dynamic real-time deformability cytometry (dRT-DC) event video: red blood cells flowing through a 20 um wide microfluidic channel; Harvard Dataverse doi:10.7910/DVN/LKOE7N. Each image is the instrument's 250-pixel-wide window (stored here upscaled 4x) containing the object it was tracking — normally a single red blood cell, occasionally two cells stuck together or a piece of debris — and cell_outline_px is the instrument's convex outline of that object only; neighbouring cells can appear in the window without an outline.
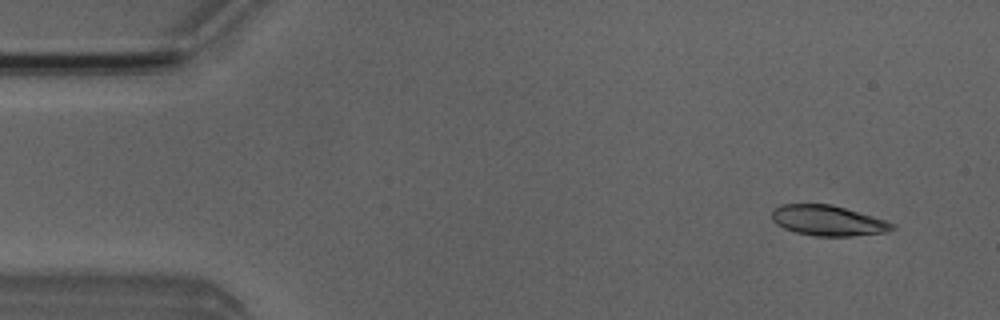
{"species": "Egyptian fruit bat (a non-hibernating species)", "species_latin": "Rousettus aegyptiacus", "temperature_condition": "room temperature", "stored_images_in_passage": 6, "camera_frame_rate_fps": 3000, "um_per_image_px": 0.085, "animal": {"sex": "male"}, "frame": {"image": 1, "passage_image": 2, "time_ms": 1.0, "image_size_px": [1000, 320], "cell_outline_px": [[896, 228], [888, 232], [852, 236], [816, 236], [796, 232], [784, 228], [776, 224], [772, 220], [772, 208], [780, 204], [832, 204], [872, 216], [896, 224]], "centroid_in_image_um": [70.37, 18.74], "position_along_channel_um": 14.6, "area_um2": 21.39}}